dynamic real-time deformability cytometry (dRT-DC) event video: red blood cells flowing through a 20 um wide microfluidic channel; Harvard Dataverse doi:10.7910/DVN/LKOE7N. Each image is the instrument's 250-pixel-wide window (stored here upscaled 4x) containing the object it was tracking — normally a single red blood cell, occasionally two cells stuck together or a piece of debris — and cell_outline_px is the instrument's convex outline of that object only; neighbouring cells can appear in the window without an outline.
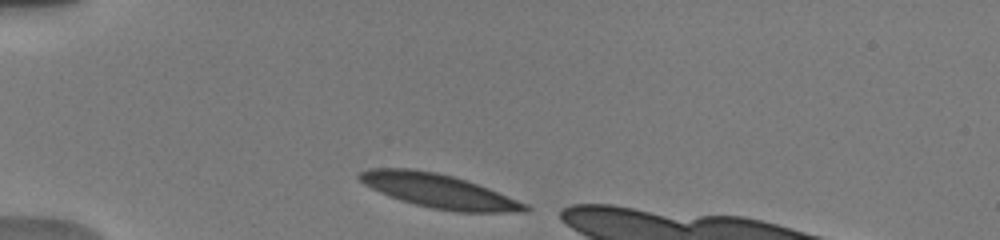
{"species": "human", "species_latin": "Homo sapiens", "temperature_condition": "warm", "stored_images_in_passage": 34, "camera_frame_rate_fps": 3000, "um_per_image_px": 0.085, "donor": {"sex": "male"}, "frame": {"image": 1, "passage_image": 1, "time_ms": 0.0, "image_size_px": [1000, 240], "cell_outline_px": [[532, 208], [528, 212], [456, 212], [432, 208], [400, 200], [388, 196], [364, 184], [356, 176], [360, 172], [368, 168], [408, 168], [436, 172], [452, 176], [488, 188], [528, 204]], "centroid_in_image_um": [37.3, 16.24], "position_along_channel_um": 47.7, "area_um2": 32.6}}
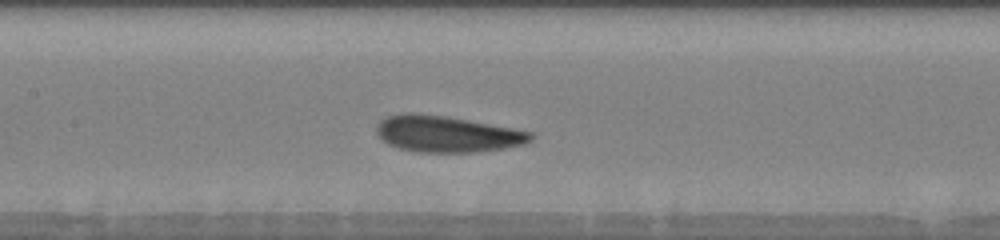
{"frame": {"image": 2, "passage_image": 13, "time_ms": 4.0, "image_size_px": [1000, 240], "cell_outline_px": [[532, 140], [524, 144], [504, 148], [476, 152], [416, 152], [400, 148], [388, 144], [380, 140], [376, 132], [376, 124], [380, 120], [388, 116], [400, 112], [412, 112], [448, 116], [512, 128], [532, 132]], "centroid_in_image_um": [37.93, 11.38], "position_along_channel_um": 169.5, "area_um2": 32.89}}
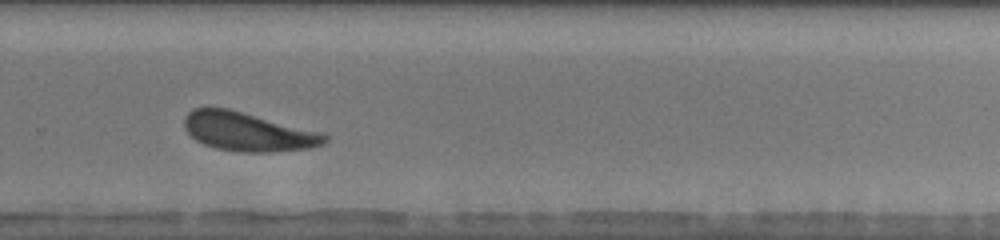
{"frame": {"image": 3, "passage_image": 24, "time_ms": 7.667, "image_size_px": [1000, 240], "cell_outline_px": [[328, 140], [324, 144], [312, 148], [268, 152], [236, 152], [216, 148], [204, 144], [196, 140], [184, 128], [184, 116], [192, 108], [228, 108], [324, 132], [328, 136]], "centroid_in_image_um": [21.11, 11.19], "position_along_channel_um": 308.7, "area_um2": 32.08}}